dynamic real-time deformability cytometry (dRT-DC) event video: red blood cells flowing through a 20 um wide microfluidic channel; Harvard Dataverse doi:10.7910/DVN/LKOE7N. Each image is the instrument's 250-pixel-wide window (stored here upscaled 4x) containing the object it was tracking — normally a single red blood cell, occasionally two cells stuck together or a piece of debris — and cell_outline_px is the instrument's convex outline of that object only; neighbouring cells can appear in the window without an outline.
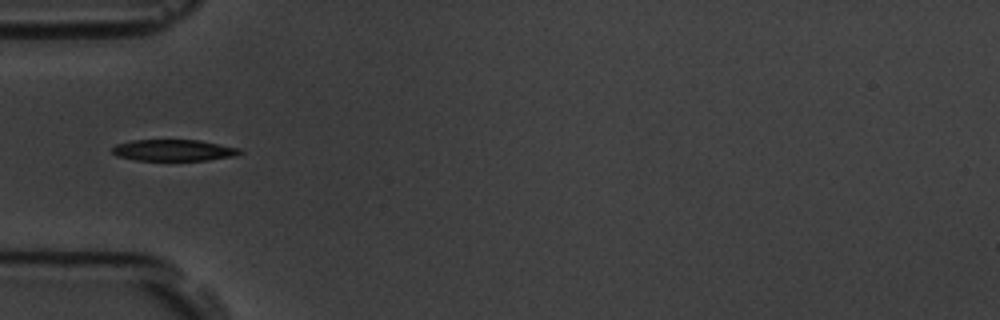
{"species": "common noctule bat (a hibernating species)", "species_latin": "Nyctalus noctula", "temperature_condition": "room temperature", "stored_images_in_passage": 2, "camera_frame_rate_fps": 3000, "um_per_image_px": 0.085, "animal": {"sex": "male", "body_mass_g": 19.5, "forearm_length_mm": 54.6}, "frame": {"image": 1, "passage_image": 1, "time_ms": 0.0, "image_size_px": [1000, 320], "cell_outline_px": [[244, 152], [236, 156], [208, 160], [136, 160], [116, 156], [112, 152], [112, 148], [116, 144], [132, 140], [200, 140], [240, 148]], "centroid_in_image_um": [14.79, 12.77], "position_along_channel_um": 70.2, "area_um2": 16.01}}
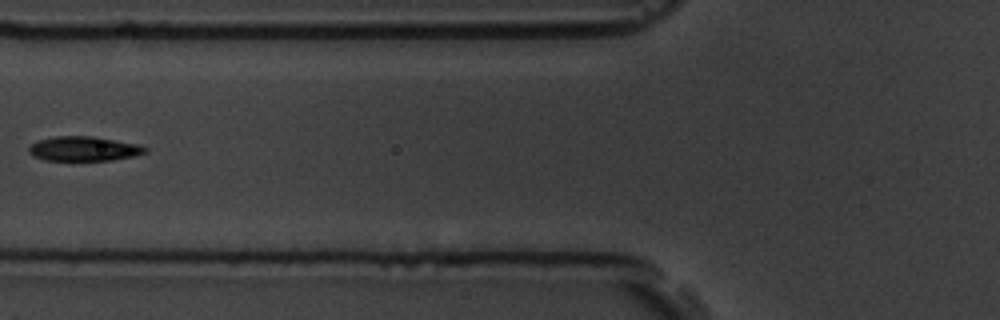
{"frame": {"image": 2, "passage_image": 2, "time_ms": 1.333, "image_size_px": [1000, 320], "cell_outline_px": [[148, 152], [136, 156], [112, 160], [44, 160], [32, 156], [28, 152], [28, 148], [32, 144], [40, 140], [56, 136], [92, 136], [136, 144], [148, 148]], "centroid_in_image_um": [7.13, 12.65], "position_along_channel_um": 118.7, "area_um2": 16.59}}